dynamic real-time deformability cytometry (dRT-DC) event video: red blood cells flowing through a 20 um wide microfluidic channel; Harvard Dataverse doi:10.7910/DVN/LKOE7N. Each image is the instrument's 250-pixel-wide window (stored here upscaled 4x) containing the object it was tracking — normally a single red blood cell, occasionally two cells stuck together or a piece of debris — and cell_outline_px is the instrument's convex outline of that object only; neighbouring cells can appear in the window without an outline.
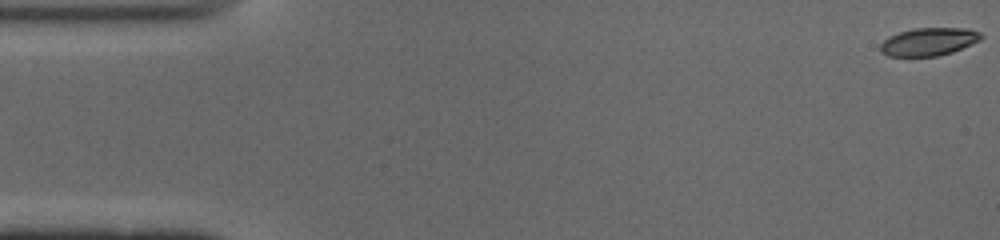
{"species": "common noctule bat (a hibernating species)", "species_latin": "Nyctalus noctula", "temperature_condition": "cold", "stored_images_in_passage": 52, "camera_frame_rate_fps": 3000, "um_per_image_px": 0.085, "animal": {"sex": "male", "body_mass_g": 19.0, "forearm_length_mm": 50.8}, "frame": {"image": 1, "passage_image": 1, "time_ms": 0.0, "image_size_px": [1000, 240], "cell_outline_px": [[984, 36], [980, 40], [952, 52], [936, 56], [888, 56], [880, 52], [880, 44], [888, 36], [900, 32], [916, 28], [968, 28], [980, 32]], "centroid_in_image_um": [78.94, 3.54], "position_along_channel_um": 6.1, "area_um2": 16.36}}
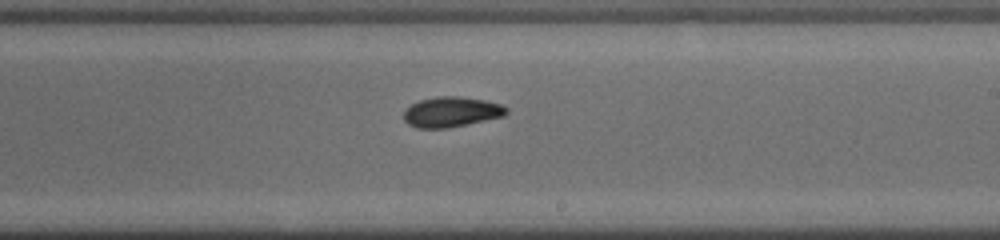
{"frame": {"image": 2, "passage_image": 30, "time_ms": 9.667, "image_size_px": [1000, 240], "cell_outline_px": [[508, 112], [504, 116], [448, 128], [416, 128], [408, 124], [404, 120], [404, 112], [412, 104], [420, 100], [436, 96], [460, 96], [484, 100], [500, 104], [508, 108]], "centroid_in_image_um": [38.37, 9.51], "position_along_channel_um": 250.6, "area_um2": 18.03}}
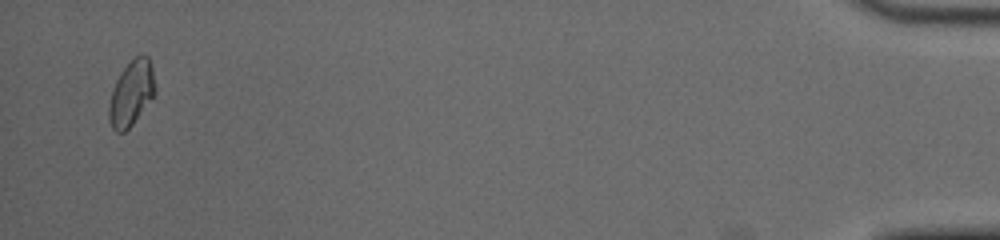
{"frame": {"image": 3, "passage_image": 50, "time_ms": 16.333, "image_size_px": [1000, 240], "cell_outline_px": [[156, 92], [132, 124], [124, 132], [116, 132], [112, 128], [108, 116], [108, 108], [112, 88], [116, 80], [124, 68], [140, 52], [144, 52], [148, 56], [152, 68], [156, 88]], "centroid_in_image_um": [11.16, 7.89], "position_along_channel_um": 424.0, "area_um2": 17.46}, "authors_computed_cell_mechanics": {"area_um2": 17.4556, "velocity_mm_per_s": 3.9253, "shape_relaxation_time_tau1_ms": 2.9682, "shape_relaxation_time_tau2_ms": 10.8552, "deformation_change_tau1": 0.1085, "deformation_change_tau2": 0.1299}}